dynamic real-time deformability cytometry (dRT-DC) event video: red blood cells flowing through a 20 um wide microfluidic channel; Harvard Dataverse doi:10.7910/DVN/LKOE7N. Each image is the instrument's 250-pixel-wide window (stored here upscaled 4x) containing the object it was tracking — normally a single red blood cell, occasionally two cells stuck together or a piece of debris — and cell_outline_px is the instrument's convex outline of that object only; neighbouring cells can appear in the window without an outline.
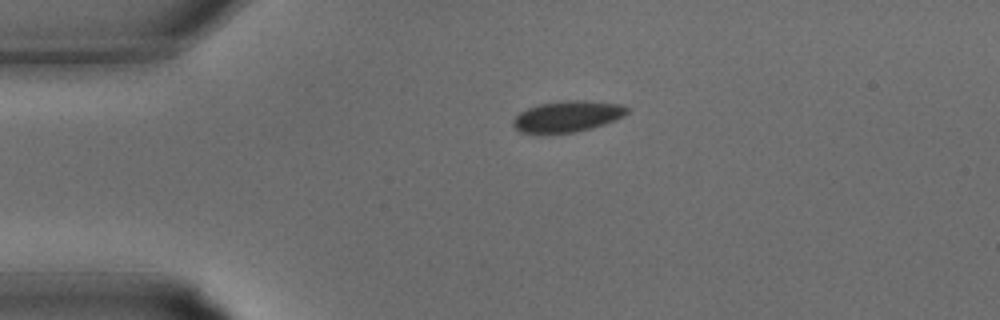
{"species": "common noctule bat (a hibernating species)", "species_latin": "Nyctalus noctula", "temperature_condition": "warm", "stored_images_in_passage": 27, "camera_frame_rate_fps": 3000, "um_per_image_px": 0.085, "animal": {"sex": "male", "body_mass_g": 15.6}, "frame": {"image": 1, "passage_image": 1, "time_ms": 0.0, "image_size_px": [1000, 320], "cell_outline_px": [[628, 112], [624, 116], [616, 120], [592, 128], [576, 132], [536, 136], [520, 132], [512, 124], [512, 120], [520, 112], [528, 108], [540, 104], [564, 100], [584, 100], [624, 104], [628, 108]], "centroid_in_image_um": [48.21, 9.93], "position_along_channel_um": 36.8, "area_um2": 21.33}}
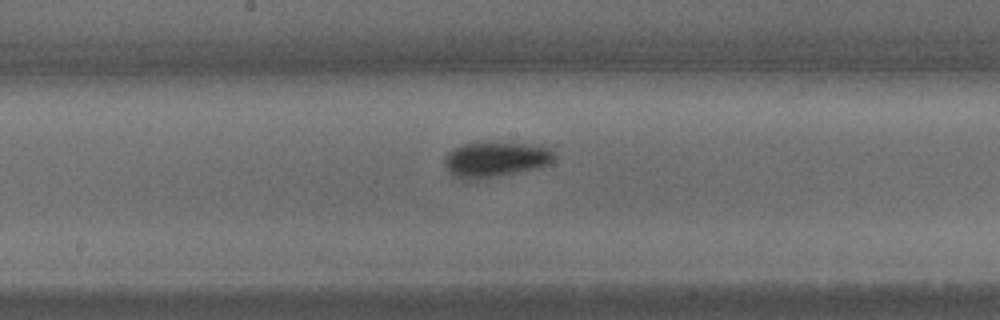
{"frame": {"image": 2, "passage_image": 11, "time_ms": 3.333, "image_size_px": [1000, 320], "cell_outline_px": [[556, 156], [548, 164], [536, 168], [500, 176], [476, 180], [460, 180], [452, 176], [448, 172], [444, 160], [444, 156], [452, 148], [464, 144], [524, 144], [548, 148]], "centroid_in_image_um": [42.03, 13.6], "position_along_channel_um": 206.2, "area_um2": 22.2}}
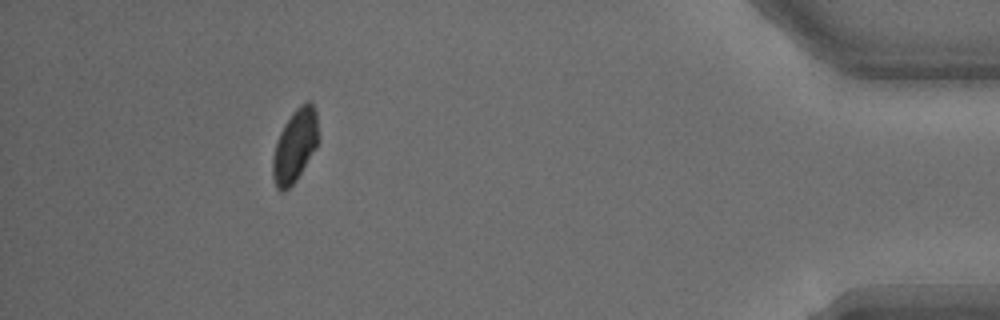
{"frame": {"image": 3, "passage_image": 24, "time_ms": 7.667, "image_size_px": [1000, 320], "cell_outline_px": [[320, 140], [316, 148], [296, 180], [284, 192], [280, 192], [276, 188], [272, 176], [272, 160], [276, 144], [280, 132], [284, 124], [292, 112], [300, 104], [308, 100], [312, 104], [316, 112]], "centroid_in_image_um": [25.08, 12.38], "position_along_channel_um": 410.1, "area_um2": 19.54}}